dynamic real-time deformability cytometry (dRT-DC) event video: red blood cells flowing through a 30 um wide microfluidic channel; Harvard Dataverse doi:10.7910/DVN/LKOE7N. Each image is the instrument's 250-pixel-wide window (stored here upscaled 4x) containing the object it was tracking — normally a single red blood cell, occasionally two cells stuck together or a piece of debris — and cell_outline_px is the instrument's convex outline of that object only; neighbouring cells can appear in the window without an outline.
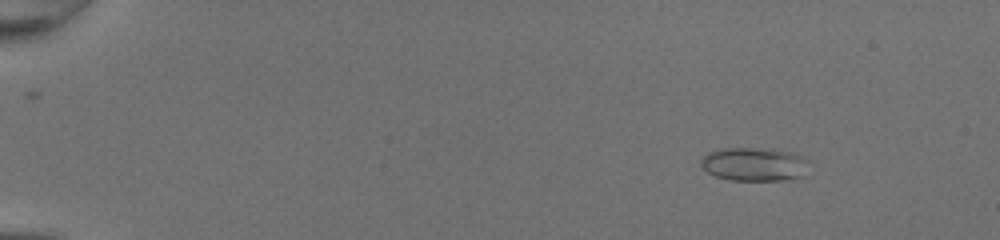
{"species": "common noctule bat (a hibernating species)", "species_latin": "Nyctalus noctula", "temperature_condition": "room temperature", "stored_images_in_passage": 52, "camera_frame_rate_fps": 3000, "um_per_image_px": 0.085, "animal": {"sex": "female", "body_mass_g": 20.0, "forearm_length_mm": 54.0}, "frame": {"image": 1, "passage_image": 8, "time_ms": 2.333, "image_size_px": [1000, 240], "cell_outline_px": [[804, 160], [800, 176], [784, 180], [732, 180], [716, 176], [708, 172], [700, 164], [700, 160], [708, 152], [724, 148], [772, 148], [788, 152], [800, 156]], "centroid_in_image_um": [63.98, 13.94], "position_along_channel_um": 21.0, "area_um2": 20.46}}
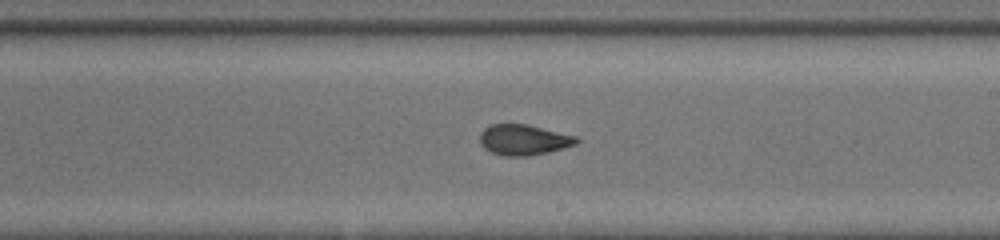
{"frame": {"image": 2, "passage_image": 33, "time_ms": 10.667, "image_size_px": [1000, 240], "cell_outline_px": [[580, 140], [576, 144], [548, 152], [528, 156], [504, 156], [492, 152], [484, 148], [480, 144], [480, 132], [488, 124], [528, 124], [576, 136]], "centroid_in_image_um": [44.49, 11.87], "position_along_channel_um": 244.5, "area_um2": 17.28}}
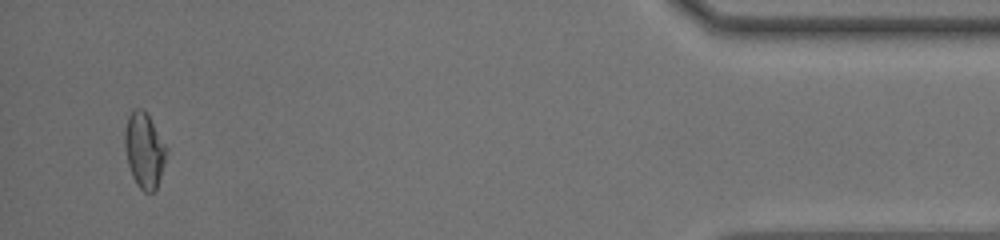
{"frame": {"image": 3, "passage_image": 50, "time_ms": 16.333, "image_size_px": [1000, 240], "cell_outline_px": [[168, 152], [156, 188], [152, 192], [144, 192], [136, 184], [132, 176], [128, 164], [124, 144], [124, 132], [128, 116], [132, 108], [140, 108], [148, 116], [168, 148]], "centroid_in_image_um": [12.25, 12.77], "position_along_channel_um": 422.9, "area_um2": 18.15}, "authors_computed_cell_mechanics": {"area_um2": 18.0336, "velocity_mm_per_s": 4.2884, "shape_relaxation_time_tau1_ms": null, "shape_relaxation_time_tau2_ms": 0.8997, "deformation_change_tau1": null, "deformation_change_tau2": 0.0636}}